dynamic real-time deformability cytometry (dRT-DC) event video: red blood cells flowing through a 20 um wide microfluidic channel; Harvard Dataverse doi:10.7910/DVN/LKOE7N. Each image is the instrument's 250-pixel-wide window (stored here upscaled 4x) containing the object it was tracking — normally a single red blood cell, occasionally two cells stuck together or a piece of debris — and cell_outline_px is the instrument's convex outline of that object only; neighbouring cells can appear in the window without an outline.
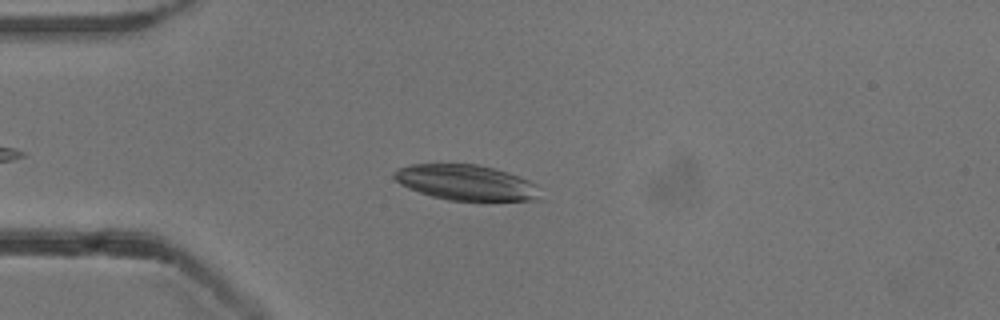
{"species": "common noctule bat (a hibernating species)", "species_latin": "Nyctalus noctula", "temperature_condition": "cold", "stored_images_in_passage": 43, "camera_frame_rate_fps": 3000, "um_per_image_px": 0.085, "animal": {"sex": "male", "body_mass_g": 13.3}, "frame": {"image": 1, "passage_image": 8, "time_ms": 2.333, "image_size_px": [1000, 320], "cell_outline_px": [[536, 200], [448, 200], [432, 196], [408, 188], [400, 184], [392, 176], [392, 172], [400, 168], [412, 164], [476, 164], [508, 172], [520, 176], [536, 184]], "centroid_in_image_um": [39.55, 15.5], "position_along_channel_um": 45.5, "area_um2": 29.71}}
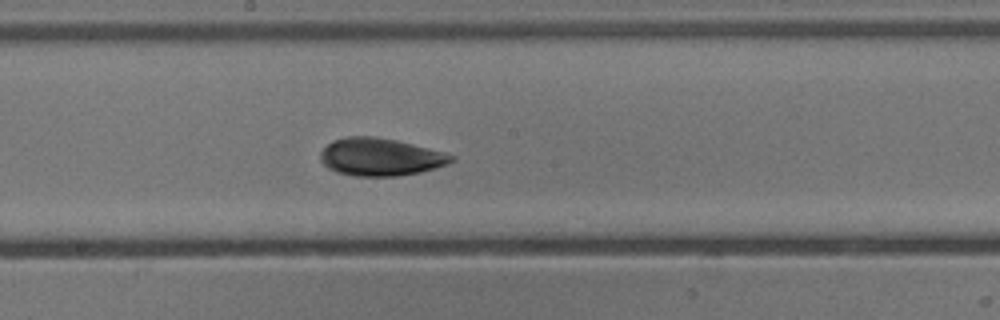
{"frame": {"image": 2, "passage_image": 23, "time_ms": 7.333, "image_size_px": [1000, 320], "cell_outline_px": [[456, 160], [448, 164], [436, 168], [420, 172], [396, 176], [352, 176], [336, 172], [328, 168], [320, 160], [320, 152], [332, 140], [348, 136], [376, 136], [396, 140], [444, 152], [456, 156]], "centroid_in_image_um": [32.33, 13.34], "position_along_channel_um": 215.9, "area_um2": 28.9}}
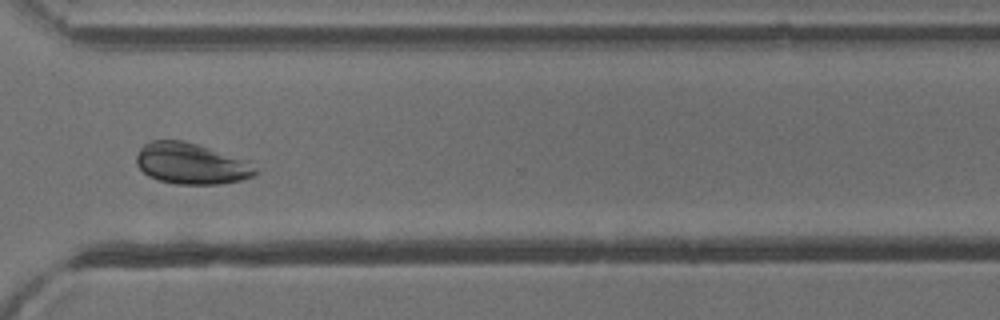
{"frame": {"image": 3, "passage_image": 34, "time_ms": 11.0, "image_size_px": [1000, 320], "cell_outline_px": [[260, 172], [244, 180], [220, 184], [176, 184], [156, 180], [148, 176], [136, 164], [136, 156], [140, 148], [144, 144], [152, 140], [184, 140], [248, 160], [260, 168]], "centroid_in_image_um": [16.3, 13.91], "position_along_channel_um": 354.3, "area_um2": 28.96}, "authors_computed_cell_mechanics": {"area_um2": 28.9, "velocity_mm_per_s": 3.7887, "shape_relaxation_time_tau1_ms": 4.3596, "shape_relaxation_time_tau2_ms": 1.4476, "deformation_change_tau1": 0.1665, "deformation_change_tau2": 0.047}}